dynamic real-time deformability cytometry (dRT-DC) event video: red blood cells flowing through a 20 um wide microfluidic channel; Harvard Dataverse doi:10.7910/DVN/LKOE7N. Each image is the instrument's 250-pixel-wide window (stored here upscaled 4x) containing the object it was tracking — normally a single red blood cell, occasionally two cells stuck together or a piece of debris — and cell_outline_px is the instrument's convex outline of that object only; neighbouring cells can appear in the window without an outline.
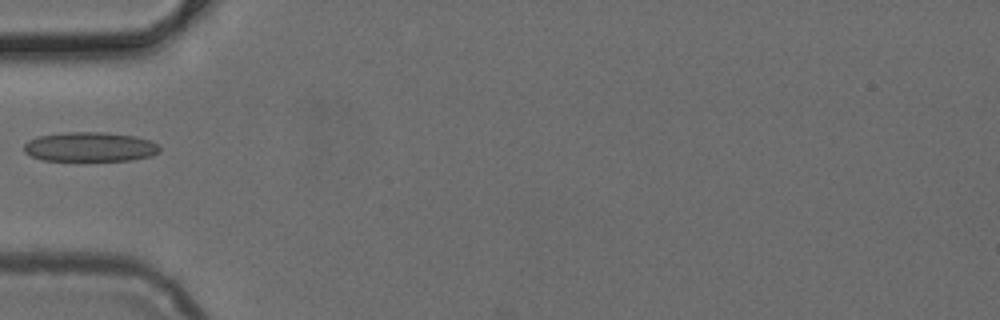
{"species": "common noctule bat (a hibernating species)", "species_latin": "Nyctalus noctula", "temperature_condition": "cold", "stored_images_in_passage": 23, "camera_frame_rate_fps": 3000, "um_per_image_px": 0.085, "animal": {"sex": "female", "body_mass_g": 24.6, "forearm_length_mm": 56.2}, "frame": {"image": 1, "passage_image": 1, "time_ms": 0.0, "image_size_px": [1000, 320], "cell_outline_px": [[160, 152], [152, 156], [132, 160], [44, 160], [32, 156], [24, 152], [24, 144], [28, 140], [40, 136], [64, 132], [104, 132], [136, 136], [160, 144]], "centroid_in_image_um": [7.69, 12.48], "position_along_channel_um": 77.3, "area_um2": 23.35}}
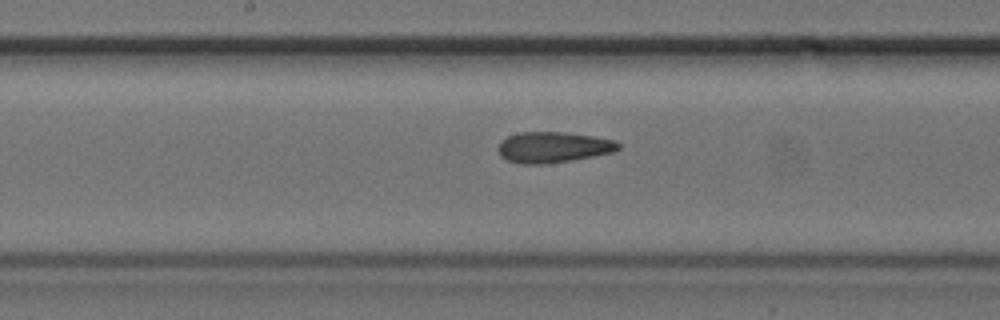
{"frame": {"image": 2, "passage_image": 10, "time_ms": 3.0, "image_size_px": [1000, 320], "cell_outline_px": [[620, 148], [612, 152], [572, 160], [544, 164], [520, 164], [508, 160], [500, 156], [496, 148], [508, 136], [520, 132], [564, 132], [592, 136], [616, 140], [620, 144]], "centroid_in_image_um": [47.01, 12.51], "position_along_channel_um": 201.2, "area_um2": 21.5}}
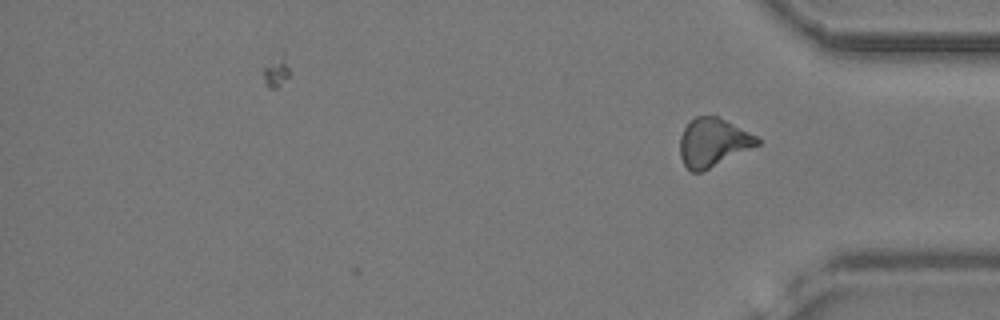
{"frame": {"image": 3, "passage_image": 23, "time_ms": 7.333, "image_size_px": [1000, 320], "cell_outline_px": [[760, 144], [700, 172], [692, 172], [684, 164], [680, 156], [680, 136], [688, 120], [696, 116], [716, 116], [756, 136], [760, 140]], "centroid_in_image_um": [60.56, 12.09], "position_along_channel_um": 374.6, "area_um2": 21.39}}